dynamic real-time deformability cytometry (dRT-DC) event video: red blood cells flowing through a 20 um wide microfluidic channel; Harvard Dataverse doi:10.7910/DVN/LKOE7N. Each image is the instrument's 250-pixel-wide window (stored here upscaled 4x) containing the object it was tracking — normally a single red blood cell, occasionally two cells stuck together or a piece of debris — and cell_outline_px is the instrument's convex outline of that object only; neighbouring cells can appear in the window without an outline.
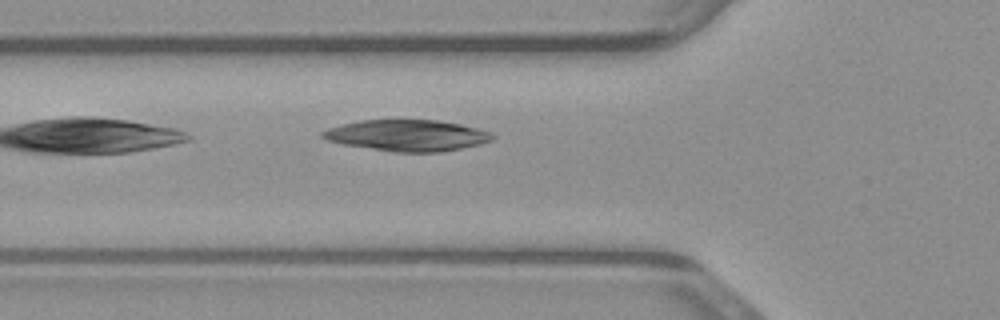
{"species": "common noctule bat (a hibernating species)", "species_latin": "Nyctalus noctula", "temperature_condition": "warm", "stored_images_in_passage": 20, "camera_frame_rate_fps": 3000, "um_per_image_px": 0.085, "animal": {"sex": "male", "body_mass_g": 23.1, "forearm_length_mm": 52.7}, "frame": {"image": 1, "passage_image": 3, "time_ms": 0.667, "image_size_px": [1000, 320], "cell_outline_px": [[496, 136], [492, 140], [480, 144], [440, 152], [396, 152], [344, 144], [328, 140], [320, 136], [320, 132], [328, 128], [340, 124], [360, 120], [440, 120], [460, 124], [492, 132]], "centroid_in_image_um": [34.62, 11.5], "position_along_channel_um": 91.2, "area_um2": 30.87}}